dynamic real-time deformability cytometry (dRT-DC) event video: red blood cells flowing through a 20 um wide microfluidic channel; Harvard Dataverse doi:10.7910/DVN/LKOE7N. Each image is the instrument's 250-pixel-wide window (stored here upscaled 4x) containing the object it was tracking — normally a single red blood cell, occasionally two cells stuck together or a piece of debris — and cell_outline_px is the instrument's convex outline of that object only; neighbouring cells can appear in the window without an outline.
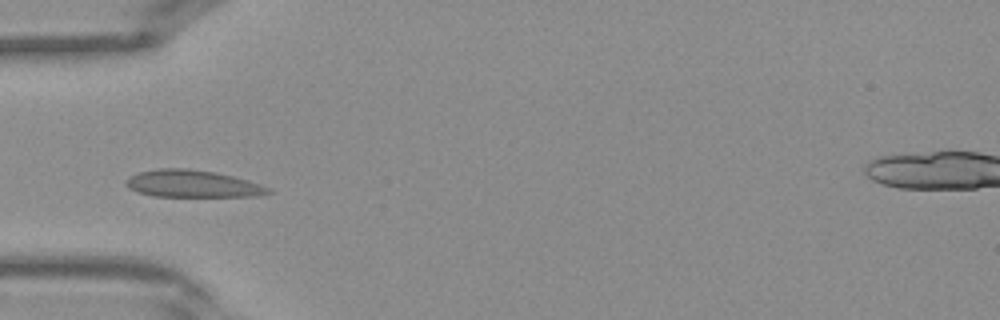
{"species": "Egyptian fruit bat (a non-hibernating species)", "species_latin": "Rousettus aegyptiacus", "temperature_condition": "warm", "stored_images_in_passage": 29, "camera_frame_rate_fps": 3000, "um_per_image_px": 0.085, "frame": {"image": 1, "passage_image": 1, "time_ms": 0.0, "image_size_px": [1000, 320], "cell_outline_px": [[272, 192], [256, 196], [152, 196], [136, 192], [128, 188], [124, 184], [124, 180], [140, 172], [160, 168], [188, 168], [216, 172], [248, 180], [272, 188]], "centroid_in_image_um": [16.35, 15.62], "position_along_channel_um": 68.7, "area_um2": 22.6}}
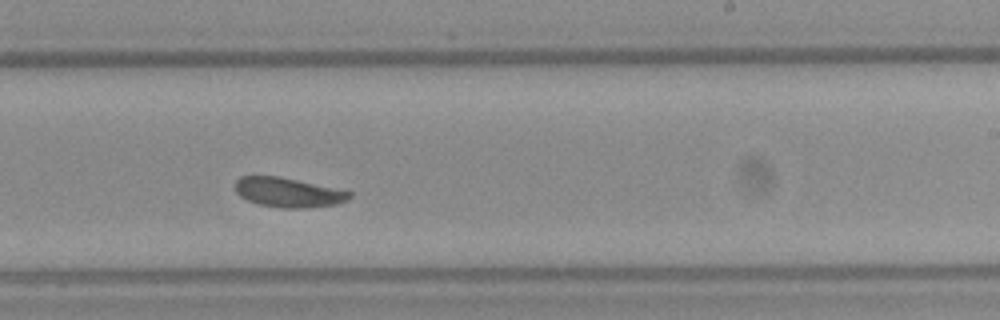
{"frame": {"image": 2, "passage_image": 13, "time_ms": 4.0, "image_size_px": [1000, 320], "cell_outline_px": [[352, 196], [348, 200], [336, 204], [300, 208], [284, 208], [260, 204], [248, 200], [240, 196], [236, 192], [236, 180], [240, 176], [280, 176], [336, 188], [352, 192]], "centroid_in_image_um": [24.51, 16.34], "position_along_channel_um": 264.5, "area_um2": 19.54}}
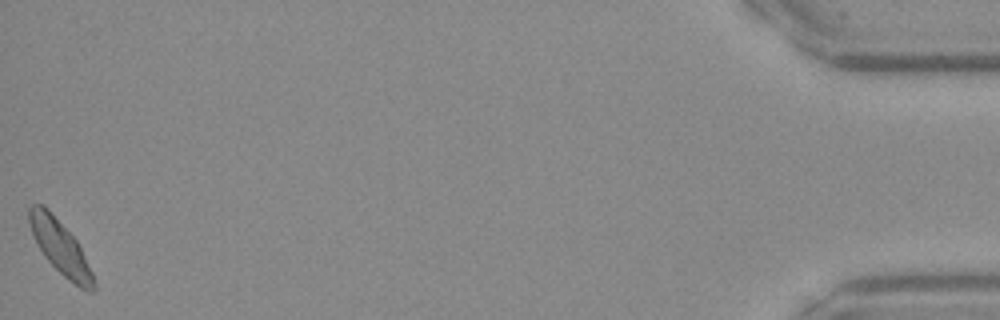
{"frame": {"image": 3, "passage_image": 29, "time_ms": 9.333, "image_size_px": [1000, 320], "cell_outline_px": [[96, 288], [92, 292], [88, 292], [80, 288], [68, 280], [44, 256], [32, 232], [28, 220], [28, 208], [32, 204], [44, 204], [48, 208], [76, 240], [92, 272], [96, 284]], "centroid_in_image_um": [5.13, 21.02], "position_along_channel_um": 430.1, "area_um2": 19.83}}